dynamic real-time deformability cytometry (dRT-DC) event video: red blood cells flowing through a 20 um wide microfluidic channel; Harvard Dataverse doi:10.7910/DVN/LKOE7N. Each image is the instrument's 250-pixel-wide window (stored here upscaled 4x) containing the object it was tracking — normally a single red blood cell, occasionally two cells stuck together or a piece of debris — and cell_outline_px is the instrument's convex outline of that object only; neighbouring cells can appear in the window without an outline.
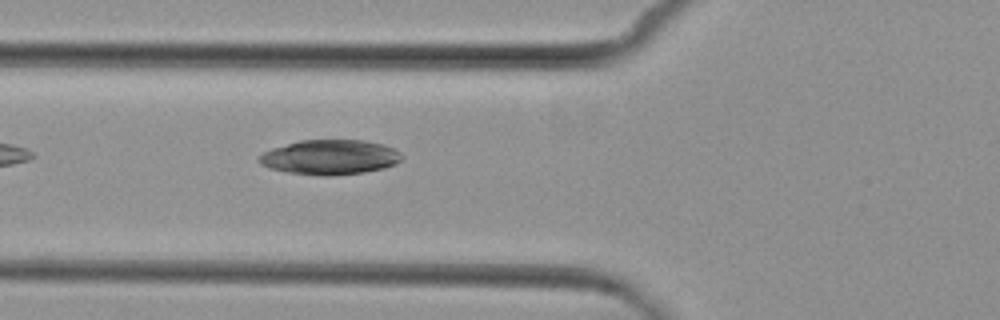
{"species": "common noctule bat (a hibernating species)", "species_latin": "Nyctalus noctula", "temperature_condition": "cold", "stored_images_in_passage": 2, "camera_frame_rate_fps": 3000, "um_per_image_px": 0.085, "animal": {"sex": "female", "body_mass_g": 29.2, "forearm_length_mm": 56.3}, "frame": {"image": 1, "passage_image": 2, "time_ms": 1.667, "image_size_px": [1000, 320], "cell_outline_px": [[404, 156], [396, 164], [384, 168], [364, 172], [332, 176], [324, 176], [288, 172], [268, 168], [260, 164], [260, 156], [264, 152], [272, 148], [300, 140], [364, 140], [384, 144], [400, 152]], "centroid_in_image_um": [28.08, 13.36], "position_along_channel_um": 97.7, "area_um2": 28.96}}